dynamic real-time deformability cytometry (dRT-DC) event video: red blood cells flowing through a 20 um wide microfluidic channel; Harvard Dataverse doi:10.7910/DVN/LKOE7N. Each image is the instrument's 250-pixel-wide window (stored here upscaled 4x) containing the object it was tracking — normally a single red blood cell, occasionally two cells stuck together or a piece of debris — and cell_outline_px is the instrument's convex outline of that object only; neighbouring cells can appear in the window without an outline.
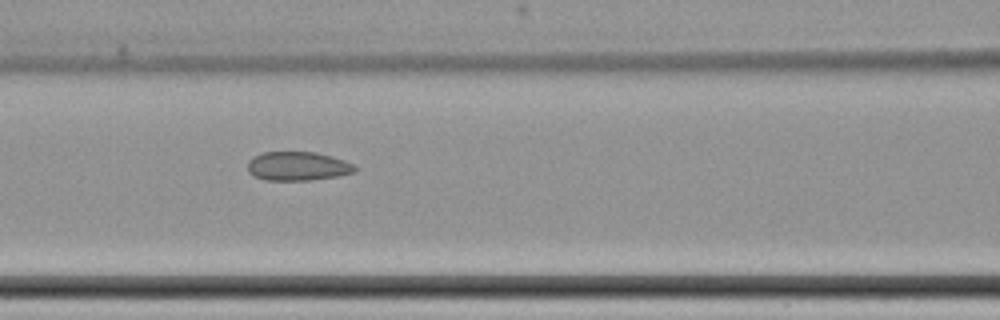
{"species": "common noctule bat (a hibernating species)", "species_latin": "Nyctalus noctula", "temperature_condition": "cold", "stored_images_in_passage": 9, "camera_frame_rate_fps": 3000, "um_per_image_px": 0.085, "animal": {"sex": "female", "body_mass_g": 22.7, "forearm_length_mm": 54.2}, "frame": {"image": 1, "passage_image": 6, "time_ms": 6.0, "image_size_px": [1000, 320], "cell_outline_px": [[356, 172], [340, 176], [308, 180], [264, 180], [248, 172], [248, 160], [252, 156], [264, 152], [316, 152], [332, 156], [344, 160], [352, 164], [356, 168]], "centroid_in_image_um": [25.3, 14.12], "position_along_channel_um": 141.3, "area_um2": 18.15}}
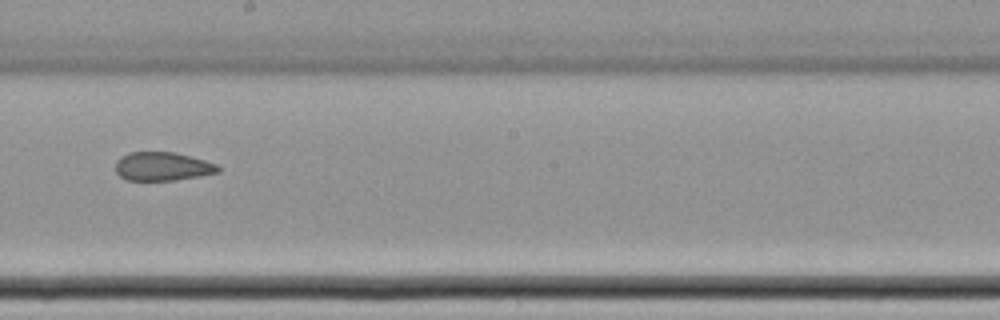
{"frame": {"image": 2, "passage_image": 8, "time_ms": 8.667, "image_size_px": [1000, 320], "cell_outline_px": [[220, 172], [200, 176], [176, 180], [128, 180], [120, 176], [116, 172], [116, 160], [120, 156], [128, 152], [176, 152], [204, 160], [216, 164], [220, 168]], "centroid_in_image_um": [13.8, 14.14], "position_along_channel_um": 234.4, "area_um2": 17.17}}
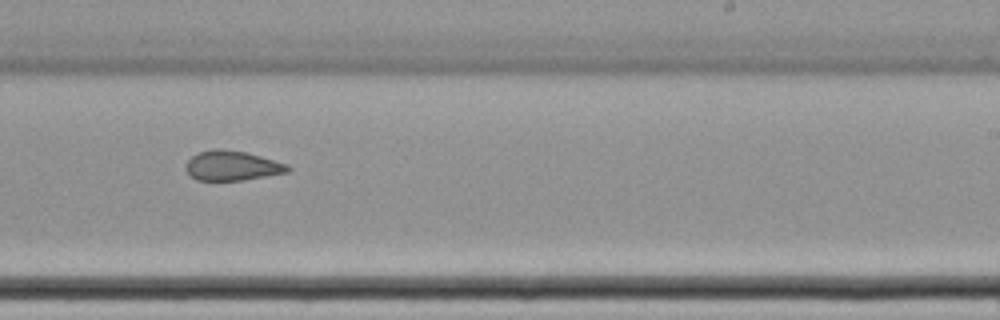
{"frame": {"image": 3, "passage_image": 9, "time_ms": 9.667, "image_size_px": [1000, 320], "cell_outline_px": [[292, 168], [288, 172], [244, 180], [196, 180], [184, 168], [188, 160], [192, 156], [200, 152], [216, 148], [220, 148], [244, 152], [260, 156], [288, 164]], "centroid_in_image_um": [19.74, 14.08], "position_along_channel_um": 269.3, "area_um2": 17.57}}